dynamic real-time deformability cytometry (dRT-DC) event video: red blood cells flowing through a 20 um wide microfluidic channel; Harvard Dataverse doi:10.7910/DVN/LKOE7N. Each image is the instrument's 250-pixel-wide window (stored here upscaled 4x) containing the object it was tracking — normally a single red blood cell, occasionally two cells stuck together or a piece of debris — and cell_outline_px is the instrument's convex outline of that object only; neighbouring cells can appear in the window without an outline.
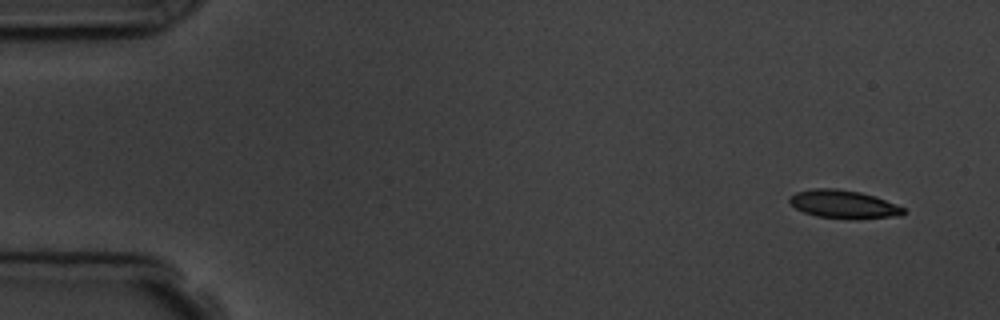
{"species": "common noctule bat (a hibernating species)", "species_latin": "Nyctalus noctula", "temperature_condition": "room temperature", "stored_images_in_passage": 9, "camera_frame_rate_fps": 3000, "um_per_image_px": 0.085, "animal": {"sex": "male", "body_mass_g": 19.5, "forearm_length_mm": 54.6}, "frame": {"image": 1, "passage_image": 1, "time_ms": 0.0, "image_size_px": [1000, 320], "cell_outline_px": [[904, 212], [900, 216], [856, 220], [816, 216], [804, 212], [796, 208], [788, 200], [796, 192], [816, 188], [836, 188], [860, 192], [876, 196], [904, 208]], "centroid_in_image_um": [71.73, 17.37], "position_along_channel_um": 13.3, "area_um2": 18.79}}